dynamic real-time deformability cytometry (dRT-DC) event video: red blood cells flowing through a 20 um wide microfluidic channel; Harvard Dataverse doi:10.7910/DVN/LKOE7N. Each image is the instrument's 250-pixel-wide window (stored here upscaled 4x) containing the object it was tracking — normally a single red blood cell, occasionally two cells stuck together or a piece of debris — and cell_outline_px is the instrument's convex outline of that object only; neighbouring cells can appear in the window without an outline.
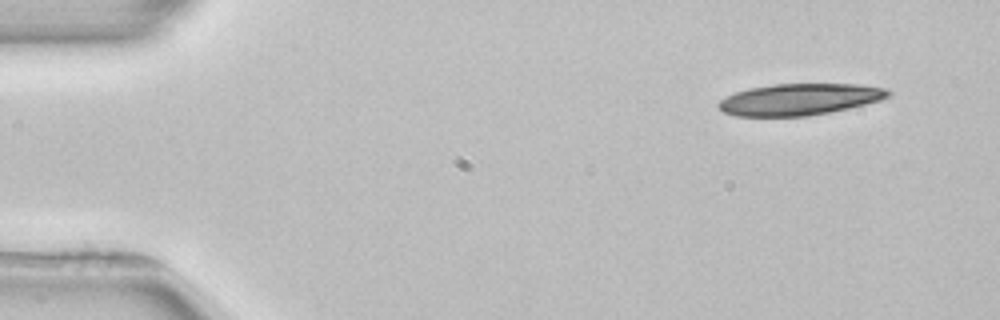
{"species": "common noctule bat (a hibernating species)", "species_latin": "Nyctalus noctula", "temperature_condition": "room temperature", "stored_images_in_passage": 6, "camera_frame_rate_fps": 3000, "um_per_image_px": 0.085, "animal": {"sex": "female", "body_mass_g": 22.7, "forearm_length_mm": 54.2}, "frame": {"image": 1, "passage_image": 1, "time_ms": 0.0, "image_size_px": [1000, 320], "cell_outline_px": [[892, 92], [888, 96], [880, 100], [848, 108], [808, 116], [736, 116], [724, 112], [716, 104], [720, 100], [736, 92], [748, 88], [776, 84], [860, 84], [888, 88]], "centroid_in_image_um": [67.97, 8.44], "position_along_channel_um": 17.0, "area_um2": 31.04}}